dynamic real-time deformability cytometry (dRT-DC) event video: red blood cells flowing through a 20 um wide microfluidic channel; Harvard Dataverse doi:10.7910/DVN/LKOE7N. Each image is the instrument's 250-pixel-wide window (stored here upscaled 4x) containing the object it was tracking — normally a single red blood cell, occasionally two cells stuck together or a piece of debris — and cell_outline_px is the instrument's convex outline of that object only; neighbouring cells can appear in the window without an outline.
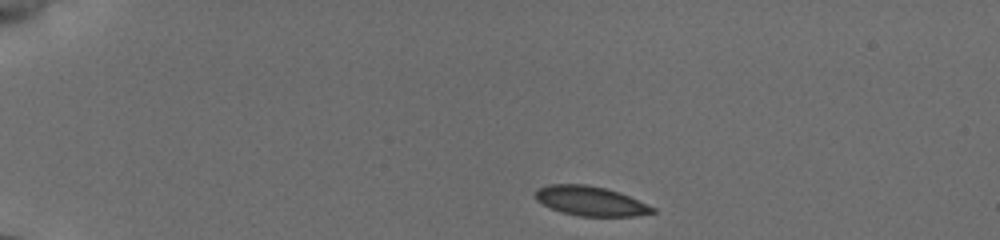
{"species": "common noctule bat (a hibernating species)", "species_latin": "Nyctalus noctula", "temperature_condition": "cold", "stored_images_in_passage": 31, "camera_frame_rate_fps": 3000, "um_per_image_px": 0.085, "animal": {"sex": "female", "body_mass_g": 19.5, "forearm_length_mm": 54.1}, "frame": {"image": 1, "passage_image": 1, "time_ms": 0.0, "image_size_px": [1000, 240], "cell_outline_px": [[656, 212], [636, 216], [580, 216], [560, 212], [536, 200], [536, 188], [548, 184], [584, 184], [604, 188], [620, 192], [656, 208]], "centroid_in_image_um": [50.2, 17.08], "position_along_channel_um": 34.8, "area_um2": 20.11}}
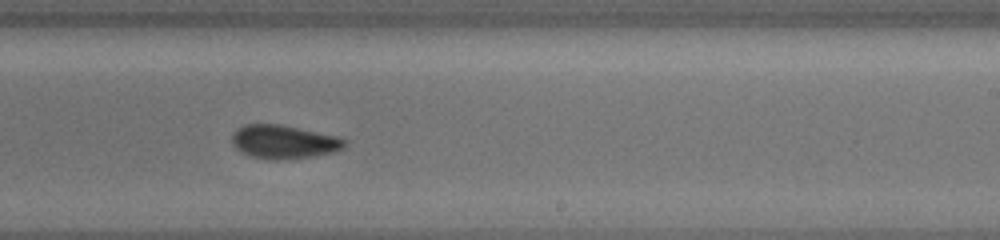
{"frame": {"image": 2, "passage_image": 13, "time_ms": 8.0, "image_size_px": [1000, 240], "cell_outline_px": [[348, 144], [344, 148], [332, 152], [312, 156], [288, 160], [268, 160], [248, 156], [236, 148], [232, 144], [232, 132], [244, 124], [280, 124], [336, 136], [348, 140]], "centroid_in_image_um": [24.11, 12.07], "position_along_channel_um": 264.9, "area_um2": 22.31}}
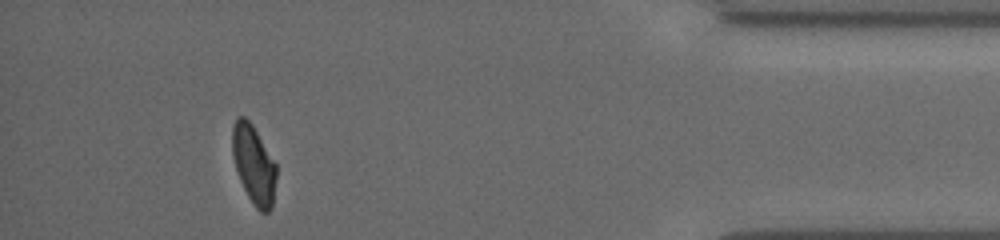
{"frame": {"image": 3, "passage_image": 26, "time_ms": 13.0, "image_size_px": [1000, 240], "cell_outline_px": [[276, 176], [272, 208], [268, 212], [260, 212], [256, 208], [248, 196], [240, 180], [236, 168], [232, 152], [232, 124], [236, 116], [244, 116], [252, 124], [276, 164]], "centroid_in_image_um": [21.56, 13.96], "position_along_channel_um": 413.6, "area_um2": 20.06}, "authors_computed_cell_mechanics": {"area_um2": 21.386, "velocity_mm_per_s": 3.8355, "shape_relaxation_time_tau1_ms": 3.2006, "shape_relaxation_time_tau2_ms": 2.2816, "deformation_change_tau1": 0.1109, "deformation_change_tau2": 0.07}}